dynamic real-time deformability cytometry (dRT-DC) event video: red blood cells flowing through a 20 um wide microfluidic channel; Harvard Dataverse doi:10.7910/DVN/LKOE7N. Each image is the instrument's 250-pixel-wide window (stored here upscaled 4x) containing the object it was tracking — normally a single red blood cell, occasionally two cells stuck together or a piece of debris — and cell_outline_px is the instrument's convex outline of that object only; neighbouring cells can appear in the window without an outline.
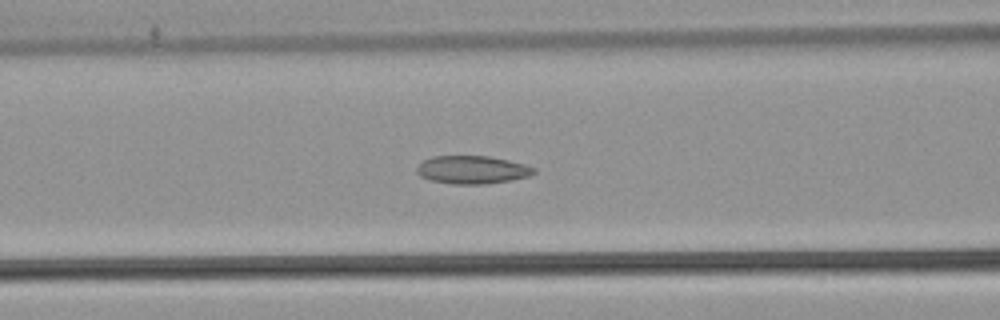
{"species": "common noctule bat (a hibernating species)", "species_latin": "Nyctalus noctula", "temperature_condition": "warm", "stored_images_in_passage": 39, "camera_frame_rate_fps": 3000, "um_per_image_px": 0.085, "animal": {"sex": "male", "body_mass_g": 21.5, "forearm_length_mm": 52.0}, "frame": {"image": 1, "passage_image": 15, "time_ms": 4.667, "image_size_px": [1000, 320], "cell_outline_px": [[536, 172], [528, 176], [512, 180], [484, 184], [452, 184], [432, 180], [420, 176], [416, 172], [416, 168], [424, 160], [432, 156], [488, 156], [508, 160], [524, 164], [536, 168]], "centroid_in_image_um": [40.14, 14.43], "position_along_channel_um": 126.5, "area_um2": 19.07}}
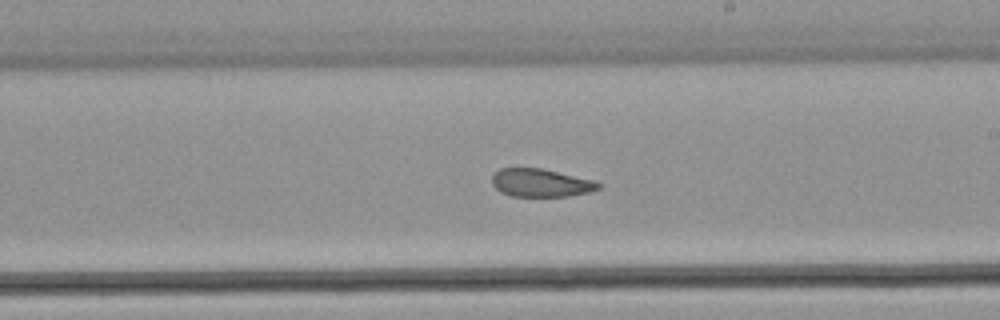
{"frame": {"image": 2, "passage_image": 24, "time_ms": 7.667, "image_size_px": [1000, 320], "cell_outline_px": [[600, 188], [588, 192], [568, 196], [512, 196], [500, 192], [492, 184], [492, 176], [500, 168], [540, 168], [596, 180], [600, 184]], "centroid_in_image_um": [45.97, 15.54], "position_along_channel_um": 243.0, "area_um2": 17.34}}
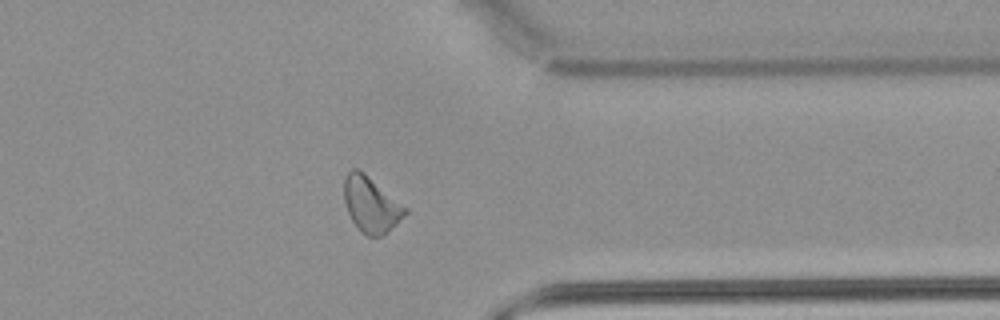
{"frame": {"image": 3, "passage_image": 35, "time_ms": 11.333, "image_size_px": [1000, 320], "cell_outline_px": [[408, 212], [384, 236], [368, 236], [360, 232], [352, 220], [348, 212], [344, 200], [344, 180], [348, 172], [352, 168], [356, 168], [364, 172], [408, 208]], "centroid_in_image_um": [31.54, 17.39], "position_along_channel_um": 379.9, "area_um2": 19.83}}